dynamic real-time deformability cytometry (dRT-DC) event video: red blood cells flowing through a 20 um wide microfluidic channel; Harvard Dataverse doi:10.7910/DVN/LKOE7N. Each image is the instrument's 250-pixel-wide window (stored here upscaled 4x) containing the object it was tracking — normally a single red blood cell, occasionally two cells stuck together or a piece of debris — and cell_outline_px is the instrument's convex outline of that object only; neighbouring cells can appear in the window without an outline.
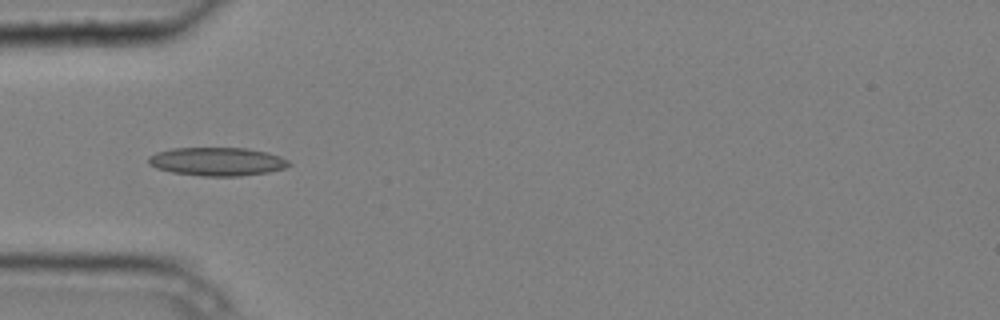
{"species": "common noctule bat (a hibernating species)", "species_latin": "Nyctalus noctula", "temperature_condition": "cold", "stored_images_in_passage": 7, "camera_frame_rate_fps": 3000, "um_per_image_px": 0.085, "animal": {"sex": "male", "body_mass_g": 20.4}, "frame": {"image": 1, "passage_image": 5, "time_ms": 1.333, "image_size_px": [1000, 320], "cell_outline_px": [[292, 164], [284, 168], [268, 172], [240, 176], [200, 176], [172, 172], [156, 168], [148, 164], [148, 156], [156, 152], [172, 148], [248, 148], [268, 152], [280, 156], [288, 160]], "centroid_in_image_um": [18.45, 13.73], "position_along_channel_um": 66.5, "area_um2": 23.41}}
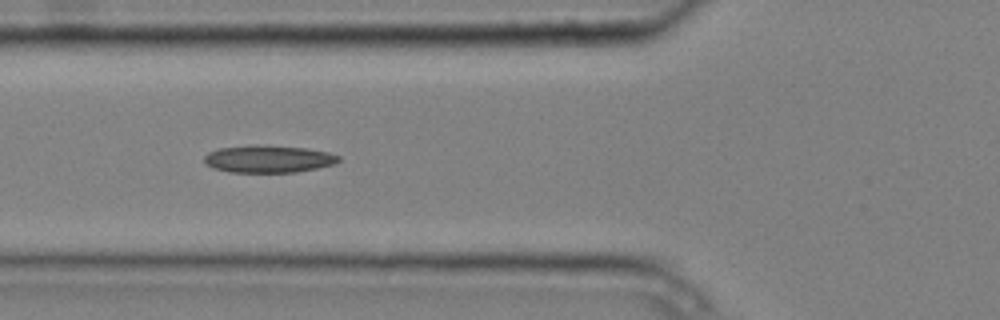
{"frame": {"image": 2, "passage_image": 6, "time_ms": 1.667, "image_size_px": [1000, 320], "cell_outline_px": [[340, 160], [336, 164], [296, 172], [228, 172], [212, 168], [204, 164], [204, 156], [208, 152], [220, 148], [252, 144], [260, 144], [308, 148], [328, 152], [340, 156]], "centroid_in_image_um": [22.8, 13.5], "position_along_channel_um": 103.0, "area_um2": 21.79}}
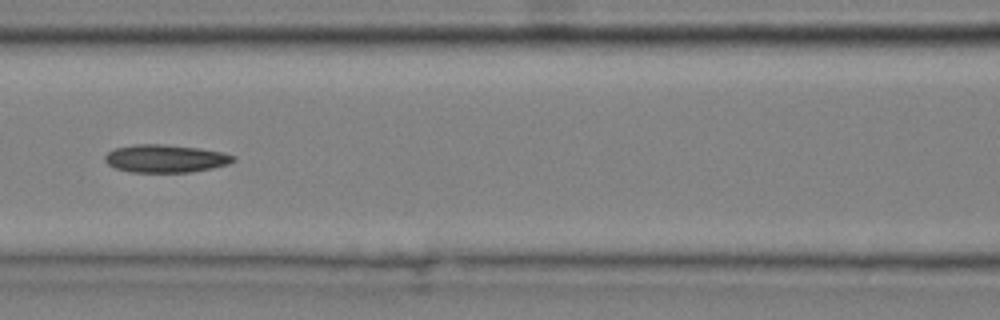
{"frame": {"image": 3, "passage_image": 7, "time_ms": 2.0, "image_size_px": [1000, 320], "cell_outline_px": [[236, 160], [228, 164], [212, 168], [192, 172], [132, 172], [116, 168], [108, 164], [104, 160], [104, 156], [108, 152], [116, 148], [136, 144], [164, 144], [200, 148], [224, 152], [236, 156]], "centroid_in_image_um": [14.1, 13.47], "position_along_channel_um": 152.5, "area_um2": 20.92}}